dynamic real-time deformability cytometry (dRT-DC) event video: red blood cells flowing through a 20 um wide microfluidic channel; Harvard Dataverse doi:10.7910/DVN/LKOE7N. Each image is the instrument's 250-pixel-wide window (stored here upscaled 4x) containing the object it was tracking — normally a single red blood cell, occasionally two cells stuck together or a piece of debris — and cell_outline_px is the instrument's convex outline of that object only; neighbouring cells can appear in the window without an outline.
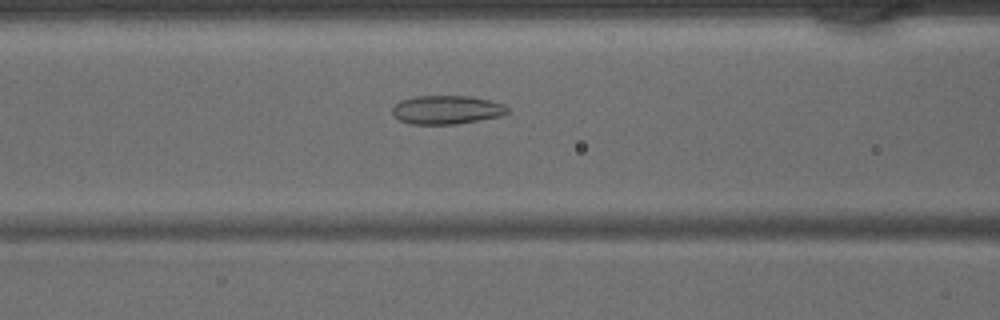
{"species": "common noctule bat (a hibernating species)", "species_latin": "Nyctalus noctula", "temperature_condition": "warm", "stored_images_in_passage": 41, "camera_frame_rate_fps": 3000, "um_per_image_px": 0.085, "animal": {"sex": "male", "body_mass_g": 15.6}, "frame": {"image": 1, "passage_image": 18, "time_ms": 5.667, "image_size_px": [1000, 320], "cell_outline_px": [[508, 112], [500, 116], [480, 120], [456, 124], [412, 124], [400, 120], [392, 112], [392, 108], [400, 100], [412, 96], [468, 96], [488, 100], [504, 104], [508, 108]], "centroid_in_image_um": [37.96, 9.33], "position_along_channel_um": 128.6, "area_um2": 19.13}}
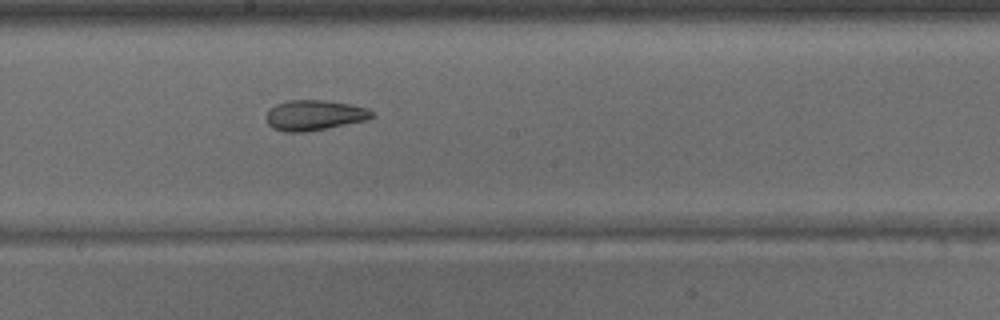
{"frame": {"image": 2, "passage_image": 24, "time_ms": 7.667, "image_size_px": [1000, 320], "cell_outline_px": [[376, 116], [368, 120], [328, 128], [304, 132], [284, 132], [272, 128], [268, 124], [268, 112], [276, 104], [288, 100], [324, 100], [352, 104], [368, 108]], "centroid_in_image_um": [26.78, 9.79], "position_along_channel_um": 221.4, "area_um2": 18.73}}
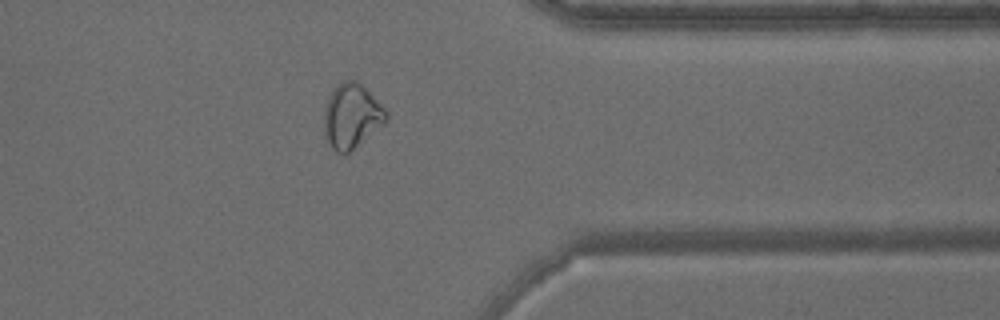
{"frame": {"image": 3, "passage_image": 35, "time_ms": 11.333, "image_size_px": [1000, 320], "cell_outline_px": [[388, 120], [348, 152], [336, 152], [328, 144], [324, 132], [324, 112], [328, 100], [336, 84], [344, 80], [352, 80], [360, 84], [388, 112]], "centroid_in_image_um": [29.87, 9.86], "position_along_channel_um": 381.5, "area_um2": 22.72}}